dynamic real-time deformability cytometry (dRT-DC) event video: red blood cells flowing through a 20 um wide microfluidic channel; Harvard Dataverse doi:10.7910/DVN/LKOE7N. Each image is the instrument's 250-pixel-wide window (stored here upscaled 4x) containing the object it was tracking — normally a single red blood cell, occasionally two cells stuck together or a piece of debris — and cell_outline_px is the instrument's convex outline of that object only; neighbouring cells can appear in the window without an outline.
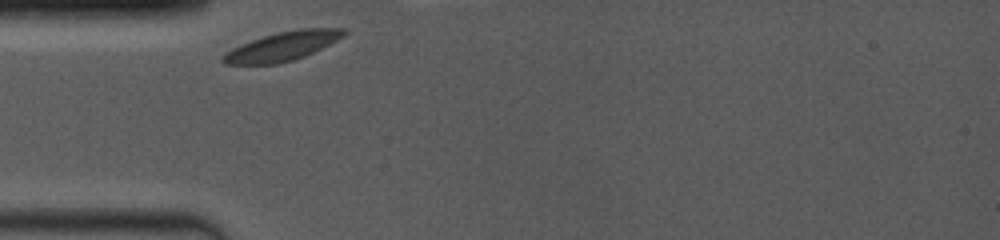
{"species": "common noctule bat (a hibernating species)", "species_latin": "Nyctalus noctula", "temperature_condition": "room temperature", "stored_images_in_passage": 15, "camera_frame_rate_fps": 4000, "um_per_image_px": 0.085, "animal": {"sex": "female", "body_mass_g": 19.0, "forearm_length_mm": 53.3}, "frame": {"image": 1, "passage_image": 1, "time_ms": 0.0, "image_size_px": [1000, 240], "cell_outline_px": [[348, 32], [344, 36], [304, 56], [292, 60], [276, 64], [224, 64], [220, 60], [232, 48], [252, 40], [276, 32], [300, 28], [348, 28]], "centroid_in_image_um": [24.04, 3.91], "position_along_channel_um": 61.0, "area_um2": 20.11}}